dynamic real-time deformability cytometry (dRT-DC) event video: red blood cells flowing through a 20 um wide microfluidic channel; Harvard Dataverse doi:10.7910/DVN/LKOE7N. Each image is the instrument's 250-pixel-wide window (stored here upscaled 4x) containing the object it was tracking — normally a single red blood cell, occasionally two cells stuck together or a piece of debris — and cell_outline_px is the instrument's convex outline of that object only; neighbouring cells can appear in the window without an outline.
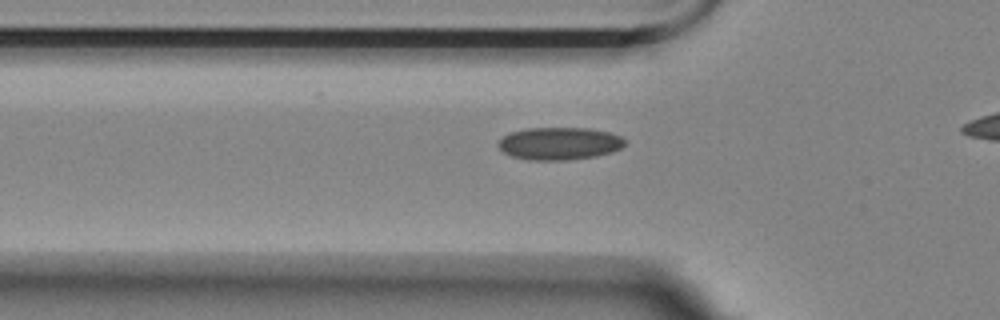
{"species": "Egyptian fruit bat (a non-hibernating species)", "species_latin": "Rousettus aegyptiacus", "temperature_condition": "room temperature", "stored_images_in_passage": 37, "camera_frame_rate_fps": 3000, "um_per_image_px": 0.085, "animal": {"sex": "female"}, "frame": {"image": 1, "passage_image": 9, "time_ms": 2.667, "image_size_px": [1000, 320], "cell_outline_px": [[624, 144], [620, 148], [612, 152], [596, 156], [568, 160], [528, 160], [512, 156], [504, 152], [500, 148], [500, 140], [504, 136], [512, 132], [528, 128], [588, 128], [608, 132], [620, 136], [624, 140]], "centroid_in_image_um": [47.56, 12.2], "position_along_channel_um": 78.2, "area_um2": 23.76}}
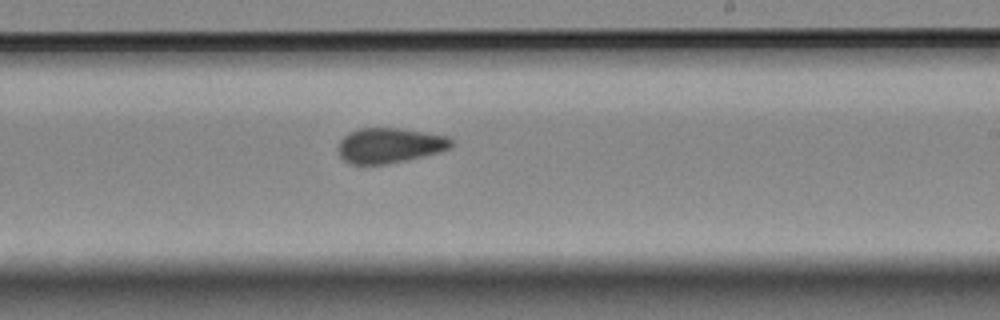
{"frame": {"image": 2, "passage_image": 24, "time_ms": 7.667, "image_size_px": [1000, 320], "cell_outline_px": [[452, 144], [448, 148], [436, 152], [388, 164], [348, 164], [340, 156], [336, 148], [340, 140], [348, 132], [360, 128], [400, 128], [448, 136], [452, 140]], "centroid_in_image_um": [33.04, 12.35], "position_along_channel_um": 256.0, "area_um2": 23.0}}
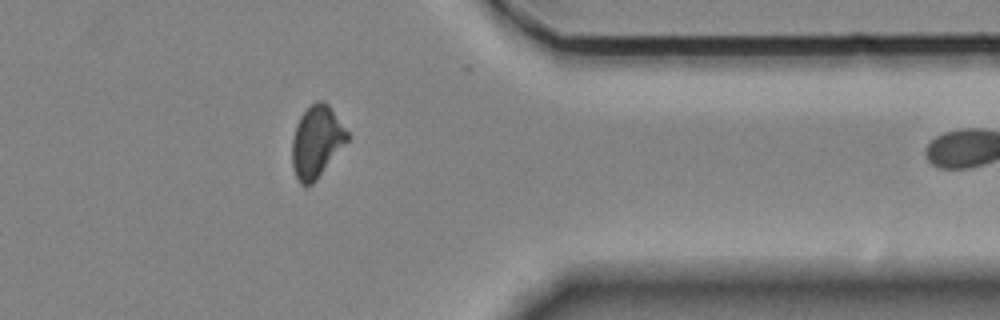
{"frame": {"image": 3, "passage_image": 36, "time_ms": 11.667, "image_size_px": [1000, 320], "cell_outline_px": [[348, 140], [316, 180], [312, 184], [304, 188], [296, 180], [292, 168], [292, 136], [296, 124], [300, 116], [316, 100], [324, 100], [328, 104], [348, 132]], "centroid_in_image_um": [26.87, 12.07], "position_along_channel_um": 384.5, "area_um2": 23.18}}